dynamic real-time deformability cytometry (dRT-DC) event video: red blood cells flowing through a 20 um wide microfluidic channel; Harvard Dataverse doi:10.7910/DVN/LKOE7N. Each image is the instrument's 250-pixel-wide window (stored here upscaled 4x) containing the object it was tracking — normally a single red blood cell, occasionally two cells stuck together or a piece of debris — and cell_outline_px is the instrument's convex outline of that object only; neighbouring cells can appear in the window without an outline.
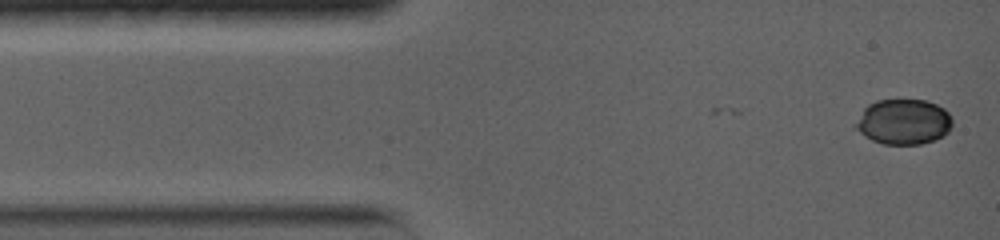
{"species": "common noctule bat (a hibernating species)", "species_latin": "Nyctalus noctula", "temperature_condition": "warm", "stored_images_in_passage": 19, "camera_frame_rate_fps": 5000, "um_per_image_px": 0.085, "animal": {"sex": "female", "body_mass_g": 19.0, "forearm_length_mm": 56.7}, "frame": {"image": 1, "passage_image": 1, "time_ms": 0.0, "image_size_px": [1000, 240], "cell_outline_px": [[952, 124], [948, 132], [944, 136], [920, 144], [884, 144], [872, 140], [864, 136], [852, 124], [864, 108], [868, 104], [876, 100], [928, 100], [944, 108], [952, 116]], "centroid_in_image_um": [76.79, 10.34], "position_along_channel_um": 8.2, "area_um2": 25.78}}
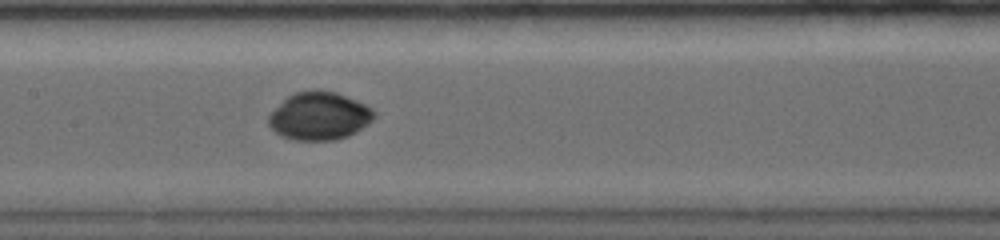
{"frame": {"image": 2, "passage_image": 9, "time_ms": 6.4, "image_size_px": [1000, 240], "cell_outline_px": [[376, 116], [372, 120], [356, 132], [348, 136], [336, 140], [292, 140], [280, 136], [268, 124], [268, 116], [288, 96], [296, 92], [312, 88], [320, 88], [336, 92], [364, 104], [372, 108], [376, 112]], "centroid_in_image_um": [27.14, 9.85], "position_along_channel_um": 180.3, "area_um2": 29.65}}
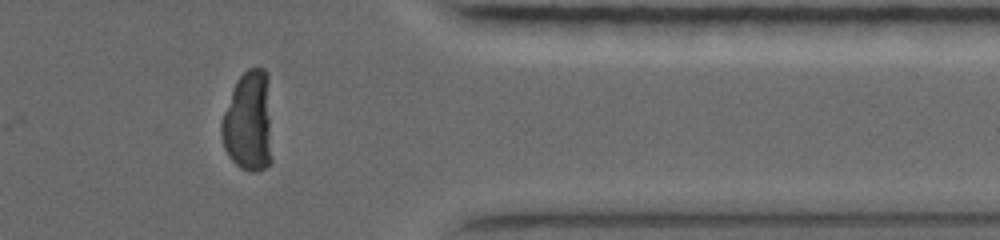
{"frame": {"image": 3, "passage_image": 19, "time_ms": 12.2, "image_size_px": [1000, 240], "cell_outline_px": [[272, 160], [264, 168], [256, 172], [248, 172], [240, 168], [228, 156], [224, 148], [220, 132], [220, 124], [224, 112], [236, 80], [248, 68], [264, 68], [268, 72]], "centroid_in_image_um": [21.13, 10.35], "position_along_channel_um": 390.3, "area_um2": 30.17}}